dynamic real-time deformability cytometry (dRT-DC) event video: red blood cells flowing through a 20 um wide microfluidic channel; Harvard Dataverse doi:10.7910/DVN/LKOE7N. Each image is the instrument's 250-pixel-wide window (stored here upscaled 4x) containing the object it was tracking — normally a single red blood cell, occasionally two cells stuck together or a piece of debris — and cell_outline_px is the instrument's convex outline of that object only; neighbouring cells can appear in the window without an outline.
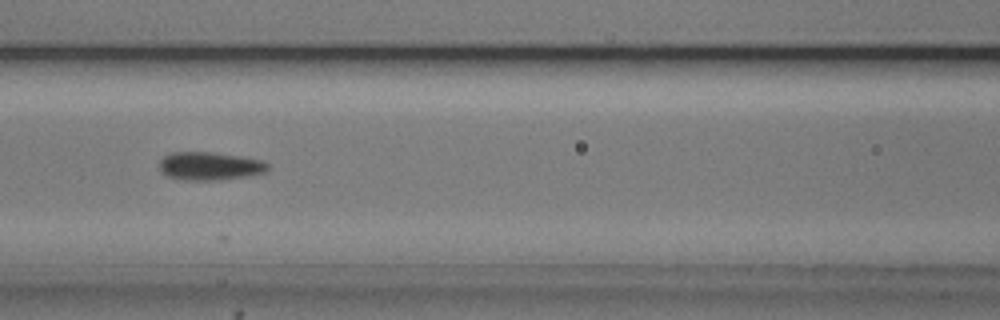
{"species": "common noctule bat (a hibernating species)", "species_latin": "Nyctalus noctula", "temperature_condition": "cold", "stored_images_in_passage": 35, "camera_frame_rate_fps": 3000, "um_per_image_px": 0.085, "animal": {"sex": "male", "body_mass_g": 20.5, "forearm_length_mm": 52.5}, "frame": {"image": 1, "passage_image": 22, "time_ms": 7.0, "image_size_px": [1000, 320], "cell_outline_px": [[268, 172], [248, 176], [224, 180], [180, 180], [168, 176], [160, 172], [160, 160], [164, 156], [172, 152], [212, 152], [244, 156], [264, 160], [268, 164]], "centroid_in_image_um": [17.87, 14.12], "position_along_channel_um": 148.7, "area_um2": 18.21}}